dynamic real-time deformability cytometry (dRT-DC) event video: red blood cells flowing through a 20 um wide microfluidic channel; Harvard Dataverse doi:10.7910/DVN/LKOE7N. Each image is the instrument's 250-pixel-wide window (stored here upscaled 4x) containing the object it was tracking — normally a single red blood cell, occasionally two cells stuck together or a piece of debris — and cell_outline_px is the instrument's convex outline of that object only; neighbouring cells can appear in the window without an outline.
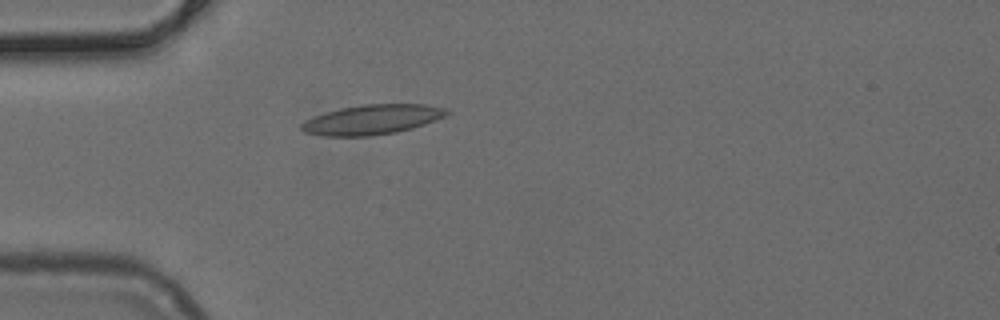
{"species": "common noctule bat (a hibernating species)", "species_latin": "Nyctalus noctula", "temperature_condition": "cold", "stored_images_in_passage": 37, "camera_frame_rate_fps": 3000, "um_per_image_px": 0.085, "animal": {"sex": "female", "body_mass_g": 24.6, "forearm_length_mm": 56.2}, "frame": {"image": 1, "passage_image": 1, "time_ms": 0.0, "image_size_px": [1000, 320], "cell_outline_px": [[452, 112], [436, 120], [412, 128], [396, 132], [368, 136], [324, 136], [304, 132], [300, 128], [300, 124], [304, 120], [340, 108], [364, 104], [424, 104], [444, 108]], "centroid_in_image_um": [31.63, 10.16], "position_along_channel_um": 53.4, "area_um2": 25.09}}
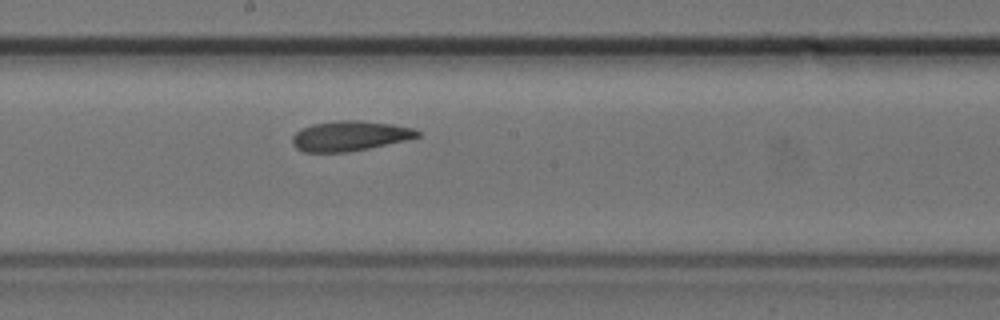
{"frame": {"image": 2, "passage_image": 14, "time_ms": 4.333, "image_size_px": [1000, 320], "cell_outline_px": [[420, 136], [404, 140], [368, 148], [348, 152], [304, 152], [296, 148], [292, 144], [292, 136], [296, 132], [312, 124], [336, 120], [360, 120], [392, 124], [412, 128], [420, 132]], "centroid_in_image_um": [29.69, 11.55], "position_along_channel_um": 218.5, "area_um2": 21.73}}
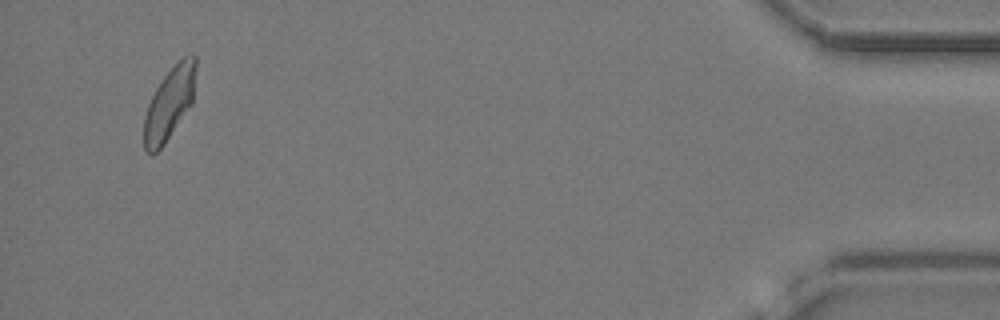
{"frame": {"image": 3, "passage_image": 35, "time_ms": 11.333, "image_size_px": [1000, 320], "cell_outline_px": [[196, 68], [192, 104], [164, 144], [152, 156], [144, 148], [144, 116], [148, 104], [160, 80], [184, 56], [192, 52], [196, 56]], "centroid_in_image_um": [14.4, 8.78], "position_along_channel_um": 420.8, "area_um2": 21.73}}